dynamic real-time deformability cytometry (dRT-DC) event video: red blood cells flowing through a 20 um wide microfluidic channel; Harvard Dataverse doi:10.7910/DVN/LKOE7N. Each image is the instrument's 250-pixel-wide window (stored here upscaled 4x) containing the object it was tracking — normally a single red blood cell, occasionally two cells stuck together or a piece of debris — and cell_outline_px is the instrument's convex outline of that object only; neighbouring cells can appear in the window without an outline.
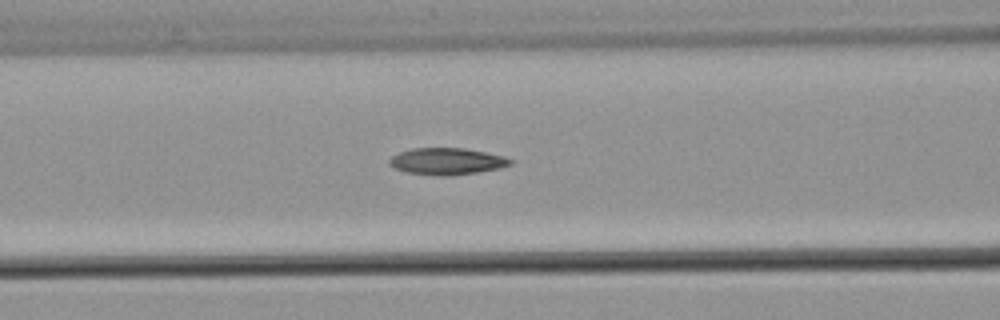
{"species": "common noctule bat (a hibernating species)", "species_latin": "Nyctalus noctula", "temperature_condition": "warm", "stored_images_in_passage": 11, "camera_frame_rate_fps": 3000, "um_per_image_px": 0.085, "animal": {"sex": "male", "body_mass_g": 21.5, "forearm_length_mm": 52.0}, "frame": {"image": 1, "passage_image": 10, "time_ms": 10.667, "image_size_px": [1000, 320], "cell_outline_px": [[512, 164], [500, 168], [452, 176], [440, 176], [404, 172], [388, 164], [388, 160], [392, 156], [400, 152], [412, 148], [464, 148], [504, 156], [512, 160]], "centroid_in_image_um": [37.96, 13.72], "position_along_channel_um": 128.6, "area_um2": 18.84}}